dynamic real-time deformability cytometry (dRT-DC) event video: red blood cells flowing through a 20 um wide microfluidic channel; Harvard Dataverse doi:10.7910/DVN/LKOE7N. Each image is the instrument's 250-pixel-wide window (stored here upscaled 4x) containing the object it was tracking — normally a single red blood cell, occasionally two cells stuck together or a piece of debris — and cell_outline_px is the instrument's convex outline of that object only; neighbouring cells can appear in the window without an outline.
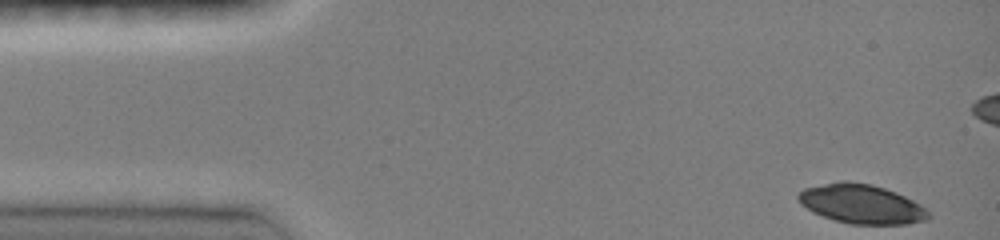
{"species": "common noctule bat (a hibernating species)", "species_latin": "Nyctalus noctula", "temperature_condition": "room temperature", "stored_images_in_passage": 43, "camera_frame_rate_fps": 3000, "um_per_image_px": 0.085, "animal": {"sex": "female", "body_mass_g": 19.0, "forearm_length_mm": 51.5}, "frame": {"image": 1, "passage_image": 1, "time_ms": 0.0, "image_size_px": [1000, 240], "cell_outline_px": [[932, 216], [928, 220], [908, 224], [848, 224], [812, 212], [800, 204], [796, 196], [804, 188], [840, 180], [848, 180], [872, 184], [896, 192], [920, 204]], "centroid_in_image_um": [73.22, 17.33], "position_along_channel_um": 11.8, "area_um2": 29.94}}